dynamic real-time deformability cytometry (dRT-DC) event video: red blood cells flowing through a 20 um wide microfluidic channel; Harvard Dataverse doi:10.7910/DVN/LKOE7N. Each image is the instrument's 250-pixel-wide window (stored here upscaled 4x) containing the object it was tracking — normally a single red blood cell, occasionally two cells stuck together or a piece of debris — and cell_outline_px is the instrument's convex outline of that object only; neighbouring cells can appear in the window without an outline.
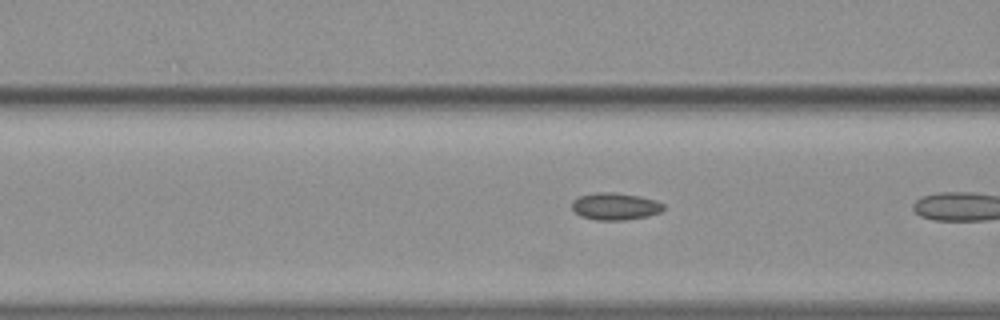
{"species": "common noctule bat (a hibernating species)", "species_latin": "Nyctalus noctula", "temperature_condition": "warm", "stored_images_in_passage": 7, "camera_frame_rate_fps": 3000, "um_per_image_px": 0.085, "animal": {"sex": "female", "body_mass_g": 19.3, "forearm_length_mm": 54.1}, "frame": {"image": 1, "passage_image": 6, "time_ms": 1.667, "image_size_px": [1000, 320], "cell_outline_px": [[664, 208], [660, 212], [648, 216], [624, 220], [596, 220], [580, 216], [572, 208], [572, 200], [580, 196], [596, 192], [612, 192], [640, 196], [656, 200], [664, 204]], "centroid_in_image_um": [52.29, 17.54], "position_along_channel_um": 114.3, "area_um2": 14.51}}